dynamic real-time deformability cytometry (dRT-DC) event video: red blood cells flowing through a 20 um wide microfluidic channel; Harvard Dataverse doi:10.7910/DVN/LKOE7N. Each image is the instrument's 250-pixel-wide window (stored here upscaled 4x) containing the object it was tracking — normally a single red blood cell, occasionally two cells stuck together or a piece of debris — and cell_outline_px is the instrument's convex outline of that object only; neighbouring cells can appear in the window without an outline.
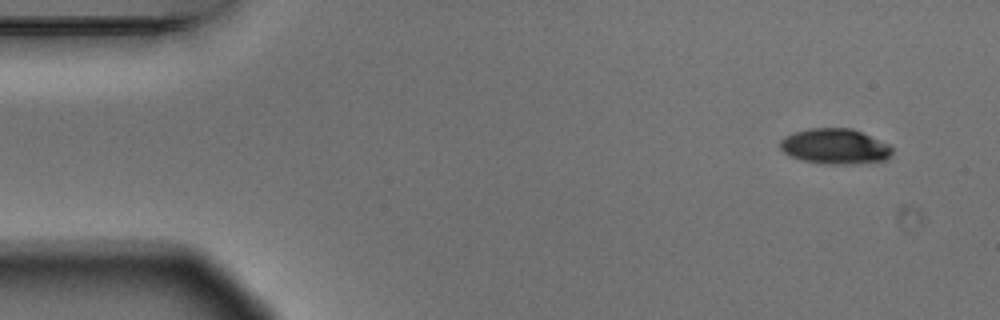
{"species": "Egyptian fruit bat (a non-hibernating species)", "species_latin": "Rousettus aegyptiacus", "temperature_condition": "warm", "stored_images_in_passage": 5, "camera_frame_rate_fps": 3000, "um_per_image_px": 0.085, "animal": {"sex": "male"}, "frame": {"image": 1, "passage_image": 1, "time_ms": 0.0, "image_size_px": [1000, 320], "cell_outline_px": [[892, 156], [884, 160], [852, 164], [820, 164], [788, 156], [780, 148], [780, 140], [784, 136], [792, 132], [808, 128], [852, 128], [892, 144]], "centroid_in_image_um": [70.98, 12.43], "position_along_channel_um": 14.0, "area_um2": 23.52}}
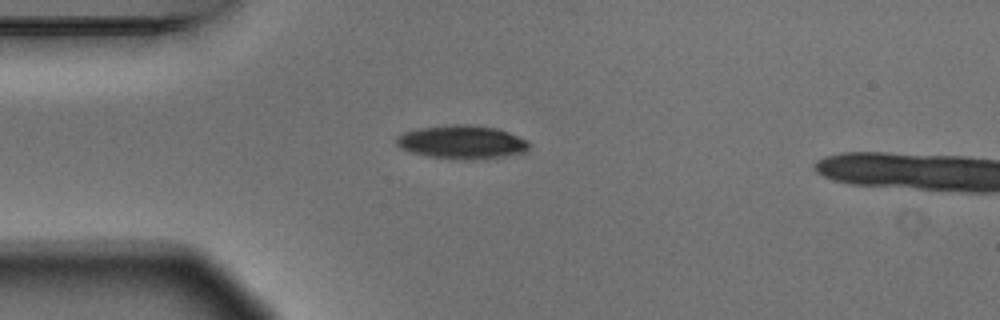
{"frame": {"image": 2, "passage_image": 4, "time_ms": 1.0, "image_size_px": [1000, 320], "cell_outline_px": [[528, 152], [504, 156], [476, 160], [468, 160], [424, 156], [400, 148], [396, 144], [396, 136], [404, 132], [420, 128], [452, 124], [468, 124], [496, 128], [508, 132], [528, 140]], "centroid_in_image_um": [39.26, 12.08], "position_along_channel_um": 45.7, "area_um2": 26.07}}